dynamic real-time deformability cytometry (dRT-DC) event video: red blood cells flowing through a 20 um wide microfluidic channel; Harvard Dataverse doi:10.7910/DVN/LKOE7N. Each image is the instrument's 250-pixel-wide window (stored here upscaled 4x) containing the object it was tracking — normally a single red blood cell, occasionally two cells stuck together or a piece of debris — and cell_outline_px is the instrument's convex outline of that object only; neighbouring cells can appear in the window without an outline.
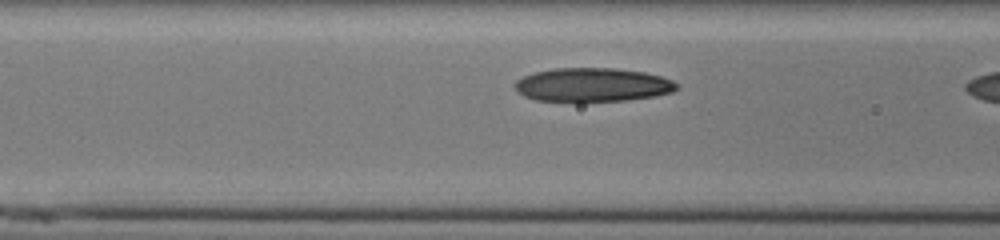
{"species": "human", "species_latin": "Homo sapiens", "temperature_condition": "cold", "stored_images_in_passage": 9, "camera_frame_rate_fps": 3000, "um_per_image_px": 0.085, "donor": {"sex": "male"}, "frame": {"image": 1, "passage_image": 8, "time_ms": 2.333, "image_size_px": [1000, 240], "cell_outline_px": [[680, 88], [672, 92], [656, 96], [628, 100], [580, 104], [576, 104], [536, 100], [524, 96], [516, 92], [512, 84], [516, 80], [524, 76], [536, 72], [552, 68], [616, 68], [644, 72], [660, 76], [672, 80], [680, 84]], "centroid_in_image_um": [50.34, 7.25], "position_along_channel_um": 116.3, "area_um2": 33.18}}